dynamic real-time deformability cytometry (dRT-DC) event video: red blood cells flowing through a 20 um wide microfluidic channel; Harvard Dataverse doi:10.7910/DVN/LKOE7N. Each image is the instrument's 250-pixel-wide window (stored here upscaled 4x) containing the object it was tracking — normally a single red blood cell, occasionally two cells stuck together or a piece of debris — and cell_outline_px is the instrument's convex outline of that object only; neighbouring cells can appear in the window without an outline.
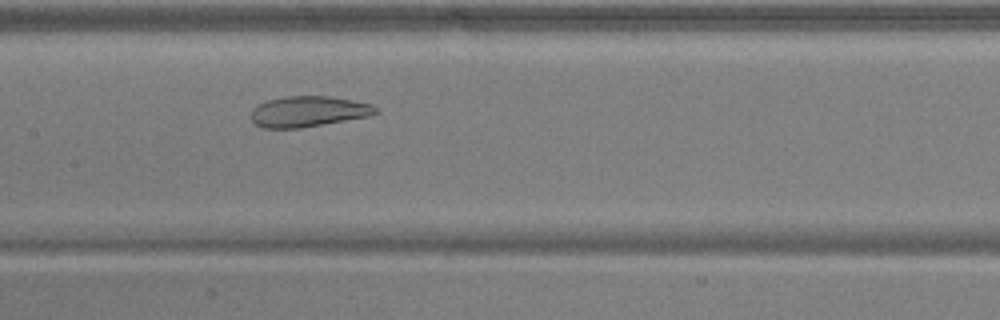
{"species": "common noctule bat (a hibernating species)", "species_latin": "Nyctalus noctula", "temperature_condition": "warm", "stored_images_in_passage": 35, "camera_frame_rate_fps": 3000, "um_per_image_px": 0.085, "animal": {"sex": "male", "body_mass_g": 17.9, "forearm_length_mm": 54.2}, "frame": {"image": 1, "passage_image": 9, "time_ms": 2.667, "image_size_px": [1000, 320], "cell_outline_px": [[380, 112], [368, 116], [300, 128], [264, 128], [256, 124], [252, 120], [252, 108], [268, 100], [284, 96], [328, 96], [352, 100], [372, 104]], "centroid_in_image_um": [26.21, 9.47], "position_along_channel_um": 181.2, "area_um2": 22.08}}
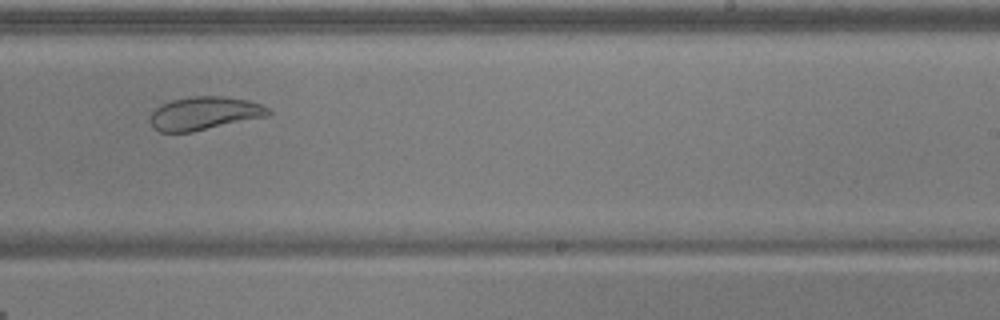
{"frame": {"image": 2, "passage_image": 16, "time_ms": 5.0, "image_size_px": [1000, 320], "cell_outline_px": [[272, 112], [268, 116], [192, 132], [160, 132], [152, 128], [148, 120], [152, 112], [160, 104], [172, 100], [192, 96], [224, 96], [248, 100], [260, 104], [268, 108]], "centroid_in_image_um": [17.34, 9.64], "position_along_channel_um": 271.7, "area_um2": 23.06}}
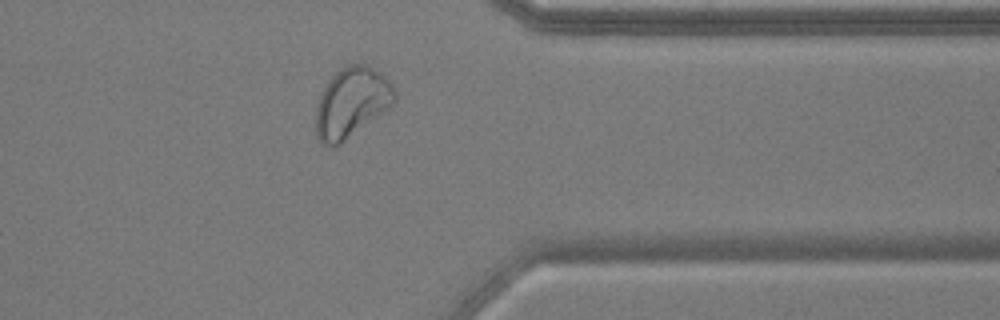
{"frame": {"image": 3, "passage_image": 25, "time_ms": 8.0, "image_size_px": [1000, 320], "cell_outline_px": [[396, 100], [388, 108], [340, 144], [332, 148], [328, 148], [320, 140], [316, 132], [316, 108], [320, 96], [324, 88], [332, 76], [344, 64], [368, 64], [380, 72], [392, 84], [396, 92]], "centroid_in_image_um": [29.88, 8.7], "position_along_channel_um": 381.5, "area_um2": 31.96}}